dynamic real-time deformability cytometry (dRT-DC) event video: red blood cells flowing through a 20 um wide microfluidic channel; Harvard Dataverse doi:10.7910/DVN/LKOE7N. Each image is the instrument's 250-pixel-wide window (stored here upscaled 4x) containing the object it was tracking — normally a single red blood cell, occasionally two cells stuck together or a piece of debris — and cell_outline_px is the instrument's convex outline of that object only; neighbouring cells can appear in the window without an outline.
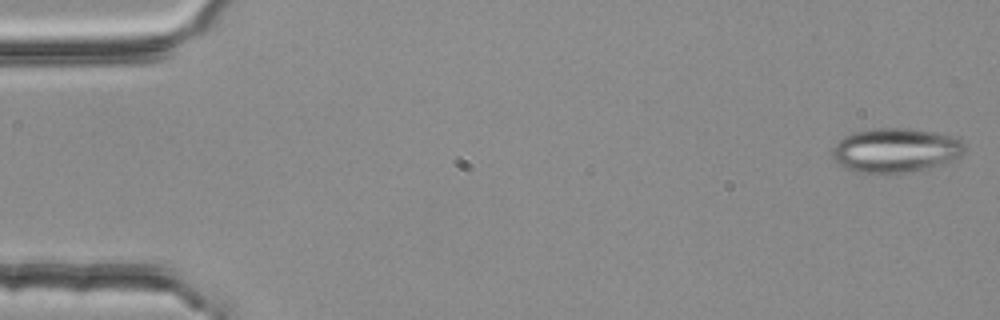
{"species": "common noctule bat (a hibernating species)", "species_latin": "Nyctalus noctula", "temperature_condition": "room temperature", "stored_images_in_passage": 54, "camera_frame_rate_fps": 3000, "um_per_image_px": 0.085, "animal": {"sex": "female", "body_mass_g": 25.1}, "frame": {"image": 1, "passage_image": 1, "time_ms": 0.0, "image_size_px": [1000, 320], "cell_outline_px": [[968, 148], [960, 156], [912, 172], [884, 176], [856, 172], [840, 164], [832, 156], [832, 148], [844, 136], [852, 132], [872, 128], [904, 128], [932, 132], [952, 136], [960, 140]], "centroid_in_image_um": [76.08, 12.79], "position_along_channel_um": 8.9, "area_um2": 34.33}}
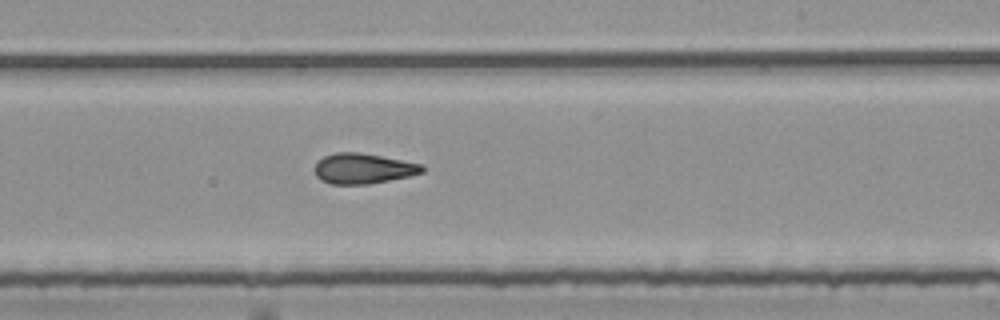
{"frame": {"image": 2, "passage_image": 32, "time_ms": 10.333, "image_size_px": [1000, 320], "cell_outline_px": [[428, 168], [424, 172], [408, 176], [368, 184], [332, 184], [320, 180], [316, 176], [316, 160], [324, 156], [336, 152], [360, 152], [424, 164]], "centroid_in_image_um": [30.9, 14.31], "position_along_channel_um": 258.1, "area_um2": 19.13}}
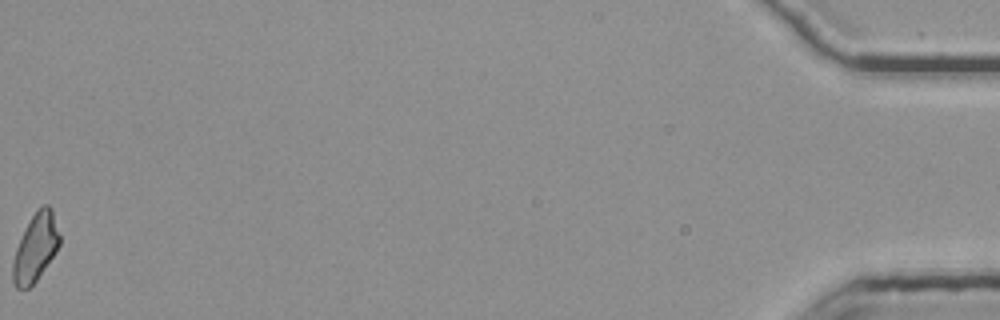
{"frame": {"image": 3, "passage_image": 54, "time_ms": 17.667, "image_size_px": [1000, 320], "cell_outline_px": [[60, 244], [56, 252], [36, 280], [28, 288], [16, 288], [12, 280], [12, 260], [16, 248], [32, 216], [44, 204], [48, 204], [52, 208], [60, 236]], "centroid_in_image_um": [3.02, 21.06], "position_along_channel_um": 432.2, "area_um2": 18.15}, "authors_computed_cell_mechanics": {"area_um2": 19.2763, "velocity_mm_per_s": 3.7875, "shape_relaxation_time_tau1_ms": null, "shape_relaxation_time_tau2_ms": 3.6929, "deformation_change_tau1": null, "deformation_change_tau2": 0.1344}}